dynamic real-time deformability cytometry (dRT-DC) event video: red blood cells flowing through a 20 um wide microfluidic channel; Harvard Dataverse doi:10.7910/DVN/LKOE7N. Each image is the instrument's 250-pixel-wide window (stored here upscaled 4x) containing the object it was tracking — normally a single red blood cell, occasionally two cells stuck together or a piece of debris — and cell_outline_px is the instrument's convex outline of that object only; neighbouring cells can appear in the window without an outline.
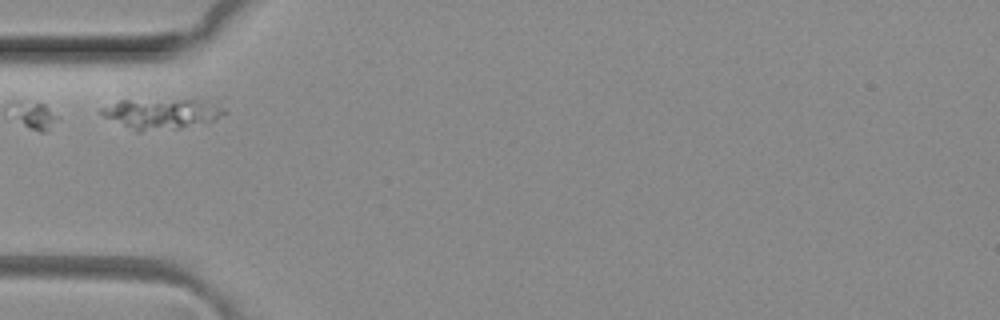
{"species": "common noctule bat (a hibernating species)", "species_latin": "Nyctalus noctula", "temperature_condition": "room temperature", "stored_images_in_passage": 2, "camera_frame_rate_fps": 3000, "um_per_image_px": 0.085, "animal": {"sex": "female", "body_mass_g": 29.2, "forearm_length_mm": 56.3}, "frame": {"image": 1, "passage_image": 2, "time_ms": 0.333, "image_size_px": [1000, 320], "cell_outline_px": [[228, 112], [208, 124], [180, 128], [140, 132], [136, 132], [104, 116], [100, 112], [100, 108], [120, 100], [192, 96], [224, 108]], "centroid_in_image_um": [13.8, 9.62], "position_along_channel_um": 71.2, "area_um2": 23.12}}